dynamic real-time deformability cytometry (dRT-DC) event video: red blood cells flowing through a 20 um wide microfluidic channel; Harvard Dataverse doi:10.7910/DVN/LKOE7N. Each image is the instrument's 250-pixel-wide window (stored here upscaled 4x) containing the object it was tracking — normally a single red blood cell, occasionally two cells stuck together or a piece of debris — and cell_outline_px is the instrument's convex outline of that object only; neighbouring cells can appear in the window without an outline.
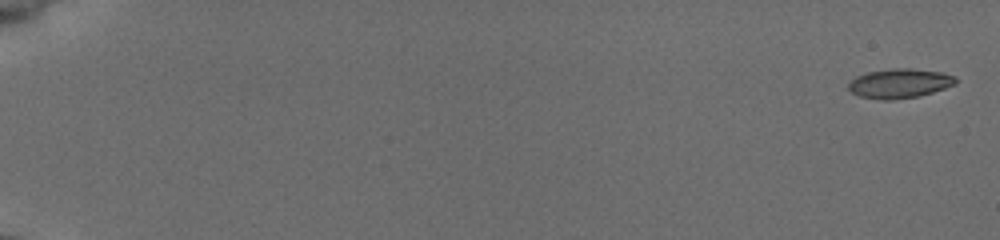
{"species": "common noctule bat (a hibernating species)", "species_latin": "Nyctalus noctula", "temperature_condition": "cold", "stored_images_in_passage": 55, "camera_frame_rate_fps": 3000, "um_per_image_px": 0.085, "animal": {"sex": "female", "body_mass_g": 19.5, "forearm_length_mm": 54.1}, "frame": {"image": 1, "passage_image": 2, "time_ms": 0.333, "image_size_px": [1000, 240], "cell_outline_px": [[960, 80], [956, 84], [920, 96], [892, 100], [880, 100], [860, 96], [852, 92], [848, 88], [848, 84], [856, 76], [868, 72], [892, 68], [912, 68], [944, 72], [956, 76]], "centroid_in_image_um": [76.52, 7.08], "position_along_channel_um": 8.5, "area_um2": 18.61}}
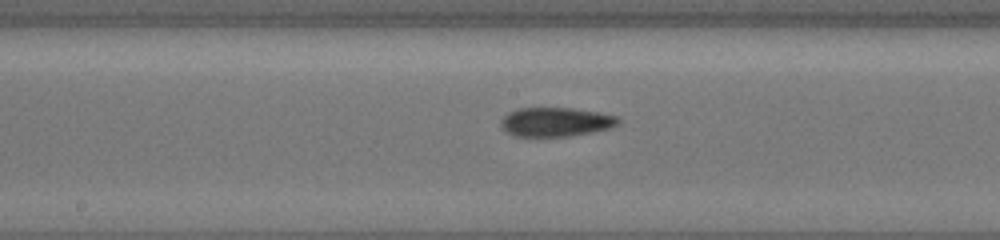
{"frame": {"image": 2, "passage_image": 32, "time_ms": 10.333, "image_size_px": [1000, 240], "cell_outline_px": [[620, 124], [612, 128], [592, 132], [568, 136], [516, 136], [508, 132], [500, 124], [500, 120], [508, 112], [516, 108], [572, 108], [600, 112], [620, 116]], "centroid_in_image_um": [47.3, 10.35], "position_along_channel_um": 200.9, "area_um2": 20.06}}
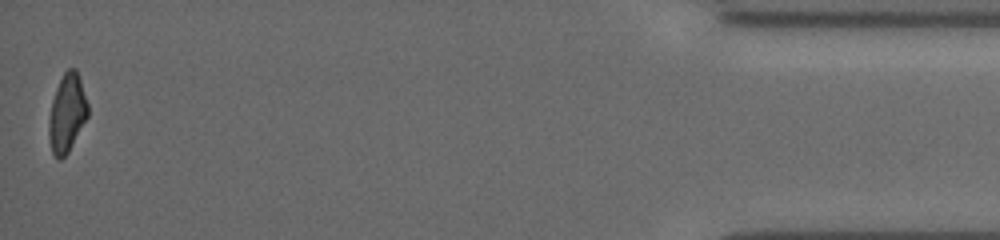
{"frame": {"image": 3, "passage_image": 55, "time_ms": 18.0, "image_size_px": [1000, 240], "cell_outline_px": [[88, 116], [68, 152], [60, 160], [52, 152], [48, 132], [48, 120], [52, 100], [56, 88], [64, 72], [68, 68], [76, 68], [88, 104]], "centroid_in_image_um": [5.69, 9.6], "position_along_channel_um": 429.5, "area_um2": 17.57}, "authors_computed_cell_mechanics": {"area_um2": 18.9006, "velocity_mm_per_s": 3.9509, "shape_relaxation_time_tau1_ms": null, "shape_relaxation_time_tau2_ms": 4.4092, "deformation_change_tau1": null, "deformation_change_tau2": 0.0998}}